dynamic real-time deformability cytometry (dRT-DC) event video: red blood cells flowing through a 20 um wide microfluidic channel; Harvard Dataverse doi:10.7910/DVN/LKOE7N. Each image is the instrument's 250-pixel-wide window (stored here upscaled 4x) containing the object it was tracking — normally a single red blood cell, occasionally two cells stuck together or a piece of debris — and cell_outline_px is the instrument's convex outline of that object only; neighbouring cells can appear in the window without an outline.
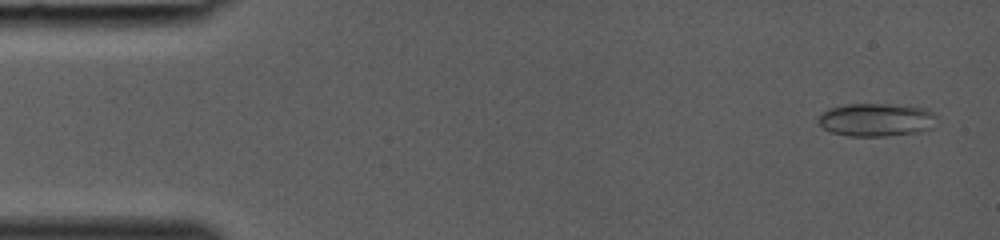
{"species": "common noctule bat (a hibernating species)", "species_latin": "Nyctalus noctula", "temperature_condition": "room temperature", "stored_images_in_passage": 37, "camera_frame_rate_fps": 3000, "um_per_image_px": 0.085, "animal": {"sex": "female", "body_mass_g": 19.0, "forearm_length_mm": 53.3}, "frame": {"image": 1, "passage_image": 2, "time_ms": 0.333, "image_size_px": [1000, 240], "cell_outline_px": [[936, 116], [932, 128], [920, 132], [884, 136], [848, 136], [832, 132], [824, 128], [816, 120], [816, 116], [820, 112], [828, 108], [848, 104], [912, 104], [928, 108]], "centroid_in_image_um": [74.49, 10.16], "position_along_channel_um": 10.5, "area_um2": 23.41}}
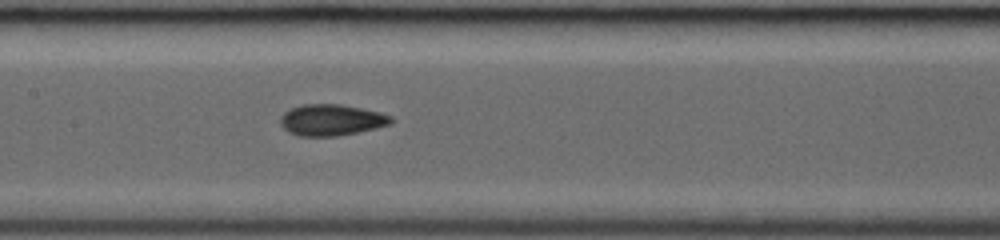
{"frame": {"image": 2, "passage_image": 19, "time_ms": 6.0, "image_size_px": [1000, 240], "cell_outline_px": [[396, 120], [392, 124], [376, 128], [336, 136], [300, 136], [288, 132], [280, 124], [280, 116], [284, 112], [292, 108], [304, 104], [340, 104], [380, 112], [392, 116]], "centroid_in_image_um": [28.19, 10.2], "position_along_channel_um": 179.2, "area_um2": 20.23}}
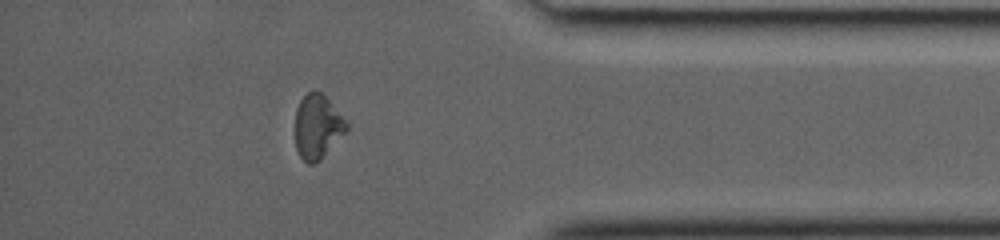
{"frame": {"image": 3, "passage_image": 33, "time_ms": 10.667, "image_size_px": [1000, 240], "cell_outline_px": [[348, 128], [320, 160], [316, 164], [308, 164], [300, 156], [296, 148], [296, 108], [300, 100], [312, 88], [316, 88], [348, 120]], "centroid_in_image_um": [26.99, 10.74], "position_along_channel_um": 408.2, "area_um2": 19.19}}